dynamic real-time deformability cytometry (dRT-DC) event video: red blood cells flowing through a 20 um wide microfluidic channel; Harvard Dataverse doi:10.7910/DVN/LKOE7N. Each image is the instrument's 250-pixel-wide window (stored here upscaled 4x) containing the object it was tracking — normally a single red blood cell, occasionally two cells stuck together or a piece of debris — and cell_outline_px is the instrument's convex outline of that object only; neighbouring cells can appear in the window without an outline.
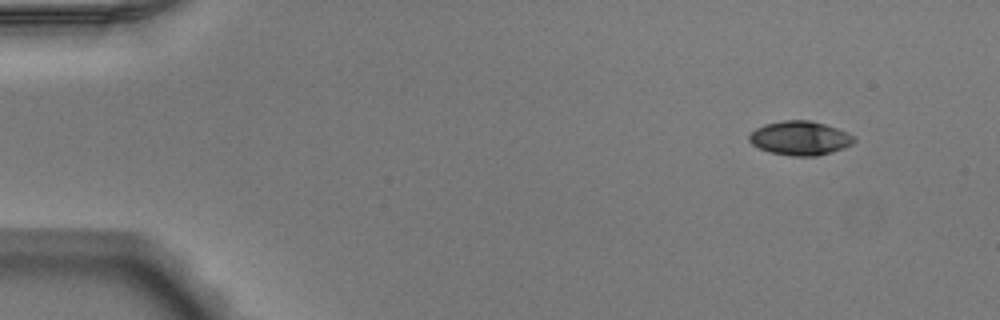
{"species": "Egyptian fruit bat (a non-hibernating species)", "species_latin": "Rousettus aegyptiacus", "temperature_condition": "warm", "stored_images_in_passage": 2, "camera_frame_rate_fps": 3000, "um_per_image_px": 0.085, "animal": {"sex": "male"}, "frame": {"image": 1, "passage_image": 1, "time_ms": 0.0, "image_size_px": [1000, 320], "cell_outline_px": [[856, 140], [852, 144], [844, 148], [832, 152], [816, 156], [792, 156], [768, 152], [752, 144], [748, 140], [748, 136], [756, 128], [764, 124], [784, 120], [808, 120], [824, 124], [848, 132], [856, 136]], "centroid_in_image_um": [68.02, 11.74], "position_along_channel_um": 17.0, "area_um2": 20.92}}